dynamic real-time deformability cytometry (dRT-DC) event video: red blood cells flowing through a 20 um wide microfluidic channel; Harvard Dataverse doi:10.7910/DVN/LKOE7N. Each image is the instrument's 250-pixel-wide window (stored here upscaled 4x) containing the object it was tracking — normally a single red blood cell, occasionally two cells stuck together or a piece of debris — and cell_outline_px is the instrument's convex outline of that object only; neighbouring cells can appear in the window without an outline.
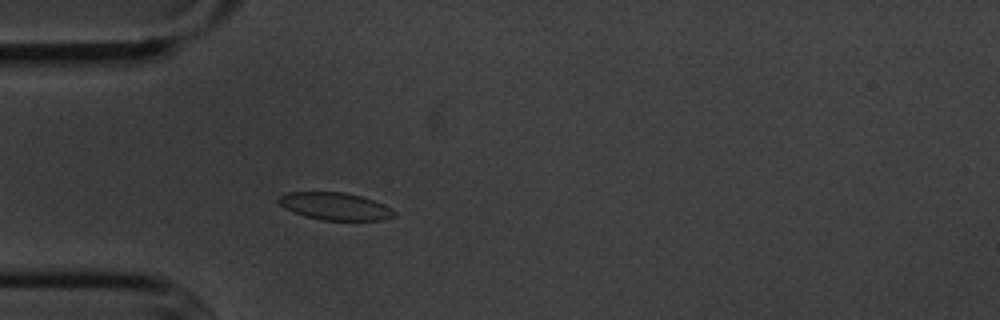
{"species": "common noctule bat (a hibernating species)", "species_latin": "Nyctalus noctula", "temperature_condition": "cold", "stored_images_in_passage": 52, "camera_frame_rate_fps": 3000, "um_per_image_px": 0.085, "animal": {"sex": "male", "body_mass_g": 20.1, "forearm_length_mm": 53.5}, "frame": {"image": 1, "passage_image": 12, "time_ms": 3.667, "image_size_px": [1000, 320], "cell_outline_px": [[396, 216], [380, 220], [320, 220], [304, 216], [284, 208], [276, 200], [276, 196], [288, 192], [344, 192], [360, 196], [372, 200], [396, 212]], "centroid_in_image_um": [28.4, 17.53], "position_along_channel_um": 56.6, "area_um2": 18.38}}
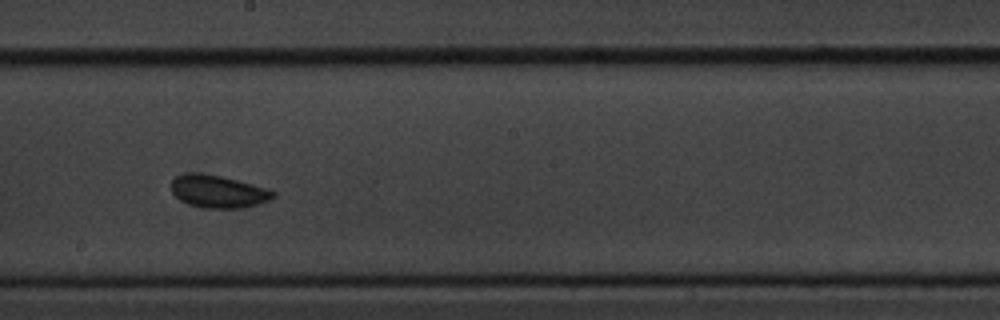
{"frame": {"image": 2, "passage_image": 27, "time_ms": 8.667, "image_size_px": [1000, 320], "cell_outline_px": [[276, 196], [268, 200], [244, 208], [204, 208], [188, 204], [180, 200], [172, 192], [172, 180], [176, 176], [188, 172], [200, 172], [220, 176], [252, 184], [276, 192]], "centroid_in_image_um": [18.51, 16.27], "position_along_channel_um": 229.7, "area_um2": 19.25}}
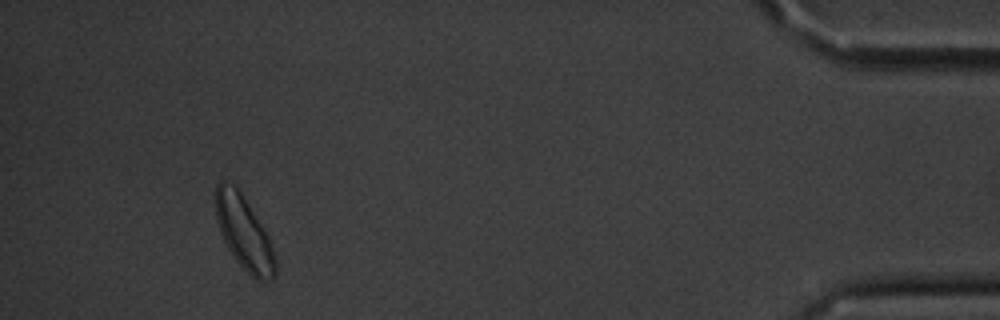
{"frame": {"image": 3, "passage_image": 48, "time_ms": 15.667, "image_size_px": [1000, 320], "cell_outline_px": [[276, 276], [260, 280], [256, 280], [236, 260], [228, 248], [220, 232], [216, 216], [216, 184], [220, 180], [224, 180], [236, 184], [264, 228], [268, 236], [276, 260]], "centroid_in_image_um": [20.73, 19.73], "position_along_channel_um": 414.5, "area_um2": 25.32}, "authors_computed_cell_mechanics": {"area_um2": 18.9584, "velocity_mm_per_s": 3.5569, "shape_relaxation_time_tau1_ms": 2.983, "shape_relaxation_time_tau2_ms": null, "deformation_change_tau1": 0.0578, "deformation_change_tau2": null}}